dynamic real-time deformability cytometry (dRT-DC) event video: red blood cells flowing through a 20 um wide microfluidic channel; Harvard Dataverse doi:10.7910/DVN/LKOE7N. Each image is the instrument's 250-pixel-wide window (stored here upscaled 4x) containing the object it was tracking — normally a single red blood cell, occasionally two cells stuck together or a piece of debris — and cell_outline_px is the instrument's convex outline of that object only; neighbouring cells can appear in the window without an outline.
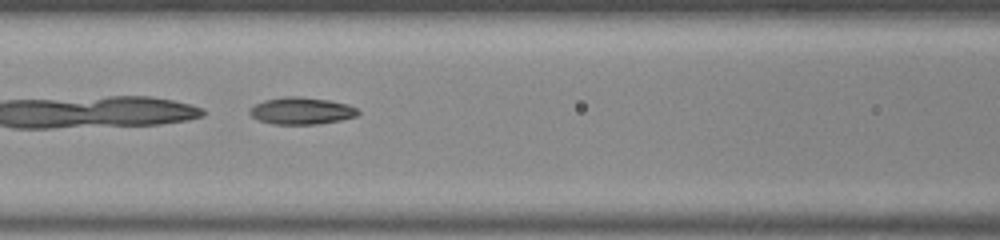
{"species": "common noctule bat (a hibernating species)", "species_latin": "Nyctalus noctula", "temperature_condition": "room temperature", "stored_images_in_passage": 35, "camera_frame_rate_fps": 3000, "um_per_image_px": 0.085, "animal": {"sex": "male", "body_mass_g": 20.0, "forearm_length_mm": 53.3}, "frame": {"image": 1, "passage_image": 6, "time_ms": 1.667, "image_size_px": [1000, 240], "cell_outline_px": [[360, 112], [356, 116], [340, 120], [316, 124], [272, 124], [260, 120], [252, 116], [248, 112], [248, 108], [264, 100], [284, 96], [300, 96], [328, 100], [348, 104], [356, 108]], "centroid_in_image_um": [25.6, 9.41], "position_along_channel_um": 141.0, "area_um2": 17.05}}
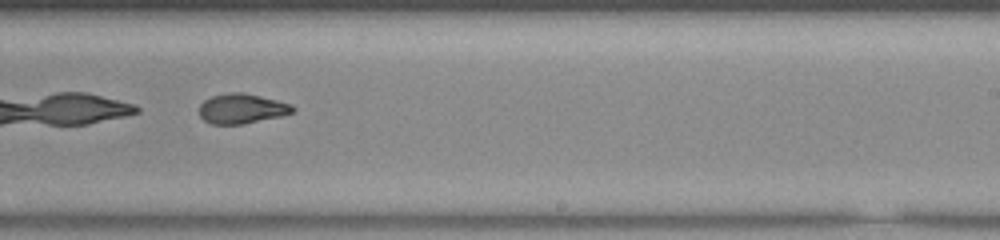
{"frame": {"image": 2, "passage_image": 16, "time_ms": 5.0, "image_size_px": [1000, 240], "cell_outline_px": [[296, 108], [292, 112], [280, 116], [244, 124], [212, 124], [204, 120], [200, 116], [200, 104], [204, 100], [212, 96], [228, 92], [244, 92], [292, 104]], "centroid_in_image_um": [20.54, 9.23], "position_along_channel_um": 268.5, "area_um2": 16.24}}